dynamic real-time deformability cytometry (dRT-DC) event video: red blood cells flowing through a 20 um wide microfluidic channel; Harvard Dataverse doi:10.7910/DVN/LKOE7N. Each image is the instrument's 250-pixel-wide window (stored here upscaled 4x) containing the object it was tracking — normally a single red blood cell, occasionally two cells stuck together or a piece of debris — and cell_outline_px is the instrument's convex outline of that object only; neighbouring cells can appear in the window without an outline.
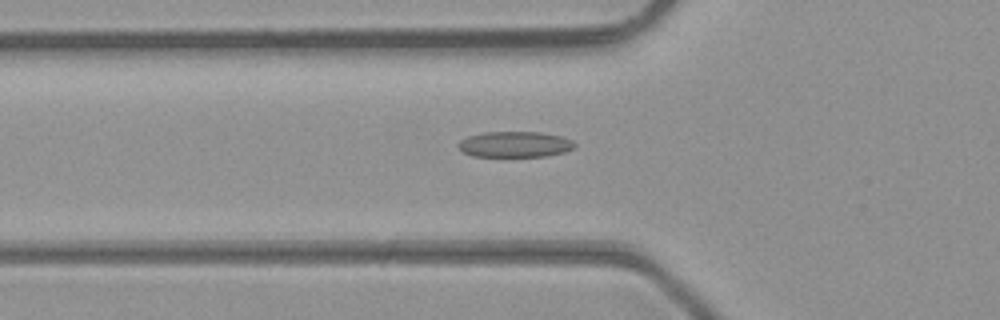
{"species": "common noctule bat (a hibernating species)", "species_latin": "Nyctalus noctula", "temperature_condition": "room temperature", "stored_images_in_passage": 42, "camera_frame_rate_fps": 3000, "um_per_image_px": 0.085, "animal": {"sex": "male", "body_mass_g": 23.1, "forearm_length_mm": 52.7}, "frame": {"image": 1, "passage_image": 11, "time_ms": 3.333, "image_size_px": [1000, 320], "cell_outline_px": [[576, 144], [572, 148], [564, 152], [548, 156], [472, 156], [464, 152], [456, 144], [460, 140], [468, 136], [484, 132], [540, 132], [560, 136], [572, 140]], "centroid_in_image_um": [43.75, 12.26], "position_along_channel_um": 82.0, "area_um2": 17.4}}
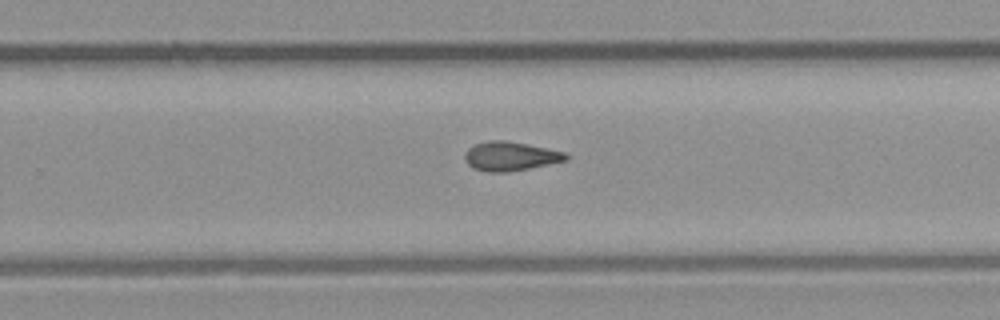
{"frame": {"image": 2, "passage_image": 25, "time_ms": 8.0, "image_size_px": [1000, 320], "cell_outline_px": [[568, 160], [508, 172], [488, 172], [472, 168], [468, 164], [464, 156], [464, 152], [468, 148], [476, 144], [488, 140], [504, 140], [564, 152], [568, 156]], "centroid_in_image_um": [43.33, 13.28], "position_along_channel_um": 286.5, "area_um2": 16.88}}
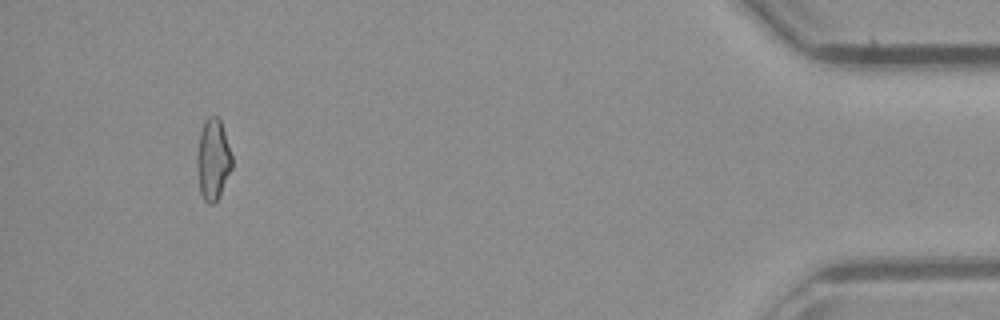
{"frame": {"image": 3, "passage_image": 39, "time_ms": 12.667, "image_size_px": [1000, 320], "cell_outline_px": [[232, 168], [216, 200], [212, 204], [208, 204], [204, 200], [200, 192], [196, 168], [196, 156], [200, 132], [204, 120], [208, 116], [216, 116], [220, 120], [232, 156]], "centroid_in_image_um": [18.07, 13.54], "position_along_channel_um": 417.1, "area_um2": 16.42}, "authors_computed_cell_mechanics": {"area_um2": 16.9065, "velocity_mm_per_s": 4.3595, "shape_relaxation_time_tau1_ms": null, "shape_relaxation_time_tau2_ms": 6.2852, "deformation_change_tau1": null, "deformation_change_tau2": 0.1694}}